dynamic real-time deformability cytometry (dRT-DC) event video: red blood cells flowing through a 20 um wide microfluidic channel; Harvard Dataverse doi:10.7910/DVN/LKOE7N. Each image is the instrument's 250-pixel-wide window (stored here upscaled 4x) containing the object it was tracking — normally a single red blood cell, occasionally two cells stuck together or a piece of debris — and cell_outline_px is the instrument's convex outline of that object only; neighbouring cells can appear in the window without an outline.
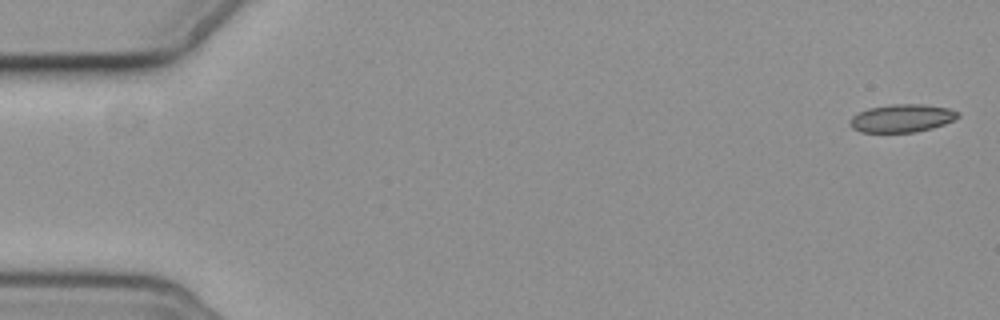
{"species": "common noctule bat (a hibernating species)", "species_latin": "Nyctalus noctula", "temperature_condition": "cold", "stored_images_in_passage": 5, "camera_frame_rate_fps": 3000, "um_per_image_px": 0.085, "animal": {"sex": "female", "body_mass_g": 19.3, "forearm_length_mm": 54.1}, "frame": {"image": 1, "passage_image": 1, "time_ms": 0.0, "image_size_px": [1000, 320], "cell_outline_px": [[960, 116], [944, 124], [932, 128], [916, 132], [860, 132], [852, 128], [848, 124], [848, 120], [852, 116], [868, 108], [892, 104], [924, 104], [948, 108], [960, 112]], "centroid_in_image_um": [76.64, 10.05], "position_along_channel_um": 8.4, "area_um2": 17.69}}
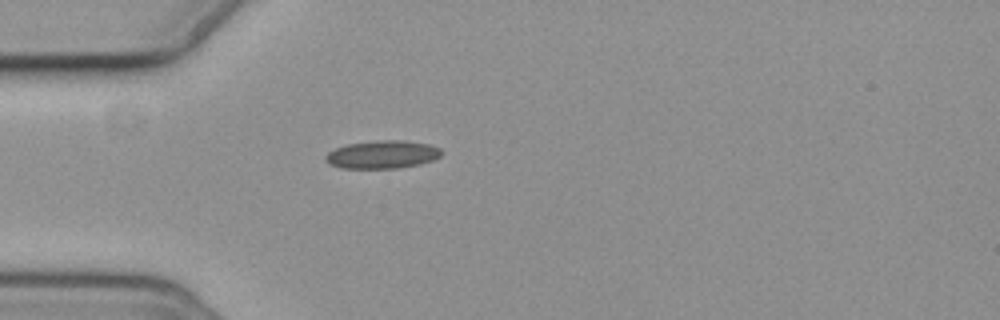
{"frame": {"image": 2, "passage_image": 5, "time_ms": 5.0, "image_size_px": [1000, 320], "cell_outline_px": [[444, 152], [440, 156], [432, 160], [420, 164], [396, 168], [340, 168], [328, 164], [324, 160], [324, 156], [328, 152], [336, 148], [348, 144], [376, 140], [404, 140], [428, 144], [440, 148]], "centroid_in_image_um": [32.48, 13.13], "position_along_channel_um": 52.5, "area_um2": 19.02}}